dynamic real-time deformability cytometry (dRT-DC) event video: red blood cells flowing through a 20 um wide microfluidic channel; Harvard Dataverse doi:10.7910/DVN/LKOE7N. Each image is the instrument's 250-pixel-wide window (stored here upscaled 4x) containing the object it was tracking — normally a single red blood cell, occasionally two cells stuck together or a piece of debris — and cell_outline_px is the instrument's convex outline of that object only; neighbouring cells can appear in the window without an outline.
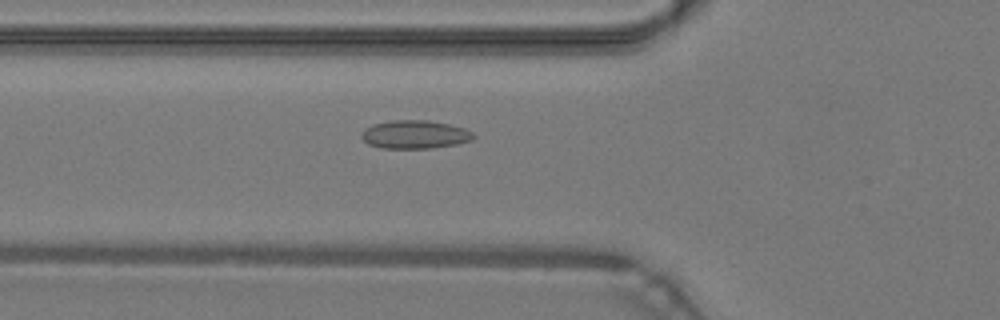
{"species": "common noctule bat (a hibernating species)", "species_latin": "Nyctalus noctula", "temperature_condition": "warm", "stored_images_in_passage": 49, "camera_frame_rate_fps": 3000, "um_per_image_px": 0.085, "animal": {"sex": "male", "body_mass_g": 19.2, "forearm_length_mm": 51.8}, "frame": {"image": 1, "passage_image": 18, "time_ms": 5.667, "image_size_px": [1000, 320], "cell_outline_px": [[476, 136], [472, 140], [456, 144], [432, 148], [380, 148], [368, 144], [360, 136], [360, 132], [364, 128], [372, 124], [392, 120], [428, 120], [468, 128]], "centroid_in_image_um": [35.25, 11.42], "position_along_channel_um": 90.5, "area_um2": 18.73}}
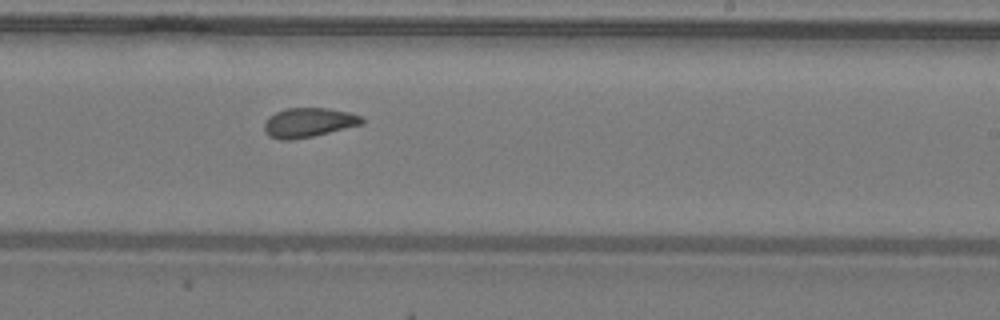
{"frame": {"image": 2, "passage_image": 30, "time_ms": 9.667, "image_size_px": [1000, 320], "cell_outline_px": [[364, 124], [312, 136], [292, 140], [280, 140], [268, 136], [264, 132], [264, 124], [268, 116], [276, 112], [288, 108], [328, 108], [348, 112], [360, 116], [364, 120]], "centroid_in_image_um": [26.2, 10.42], "position_along_channel_um": 262.8, "area_um2": 16.76}}
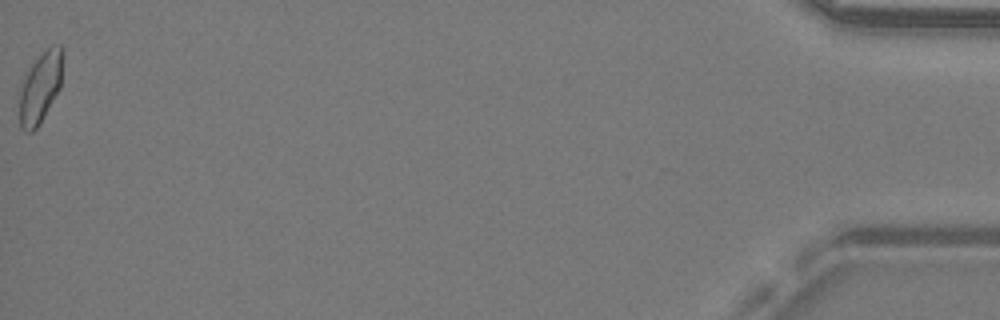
{"frame": {"image": 3, "passage_image": 49, "time_ms": 16.0, "image_size_px": [1000, 320], "cell_outline_px": [[64, 48], [60, 88], [36, 128], [32, 132], [24, 132], [20, 128], [20, 92], [24, 76], [32, 64], [44, 48], [52, 44], [60, 44]], "centroid_in_image_um": [3.45, 7.35], "position_along_channel_um": 431.8, "area_um2": 17.98}, "authors_computed_cell_mechanics": {"area_um2": 17.2244, "velocity_mm_per_s": 4.2996, "shape_relaxation_time_tau1_ms": null, "shape_relaxation_time_tau2_ms": 2.3211, "deformation_change_tau1": null, "deformation_change_tau2": 0.0709}}